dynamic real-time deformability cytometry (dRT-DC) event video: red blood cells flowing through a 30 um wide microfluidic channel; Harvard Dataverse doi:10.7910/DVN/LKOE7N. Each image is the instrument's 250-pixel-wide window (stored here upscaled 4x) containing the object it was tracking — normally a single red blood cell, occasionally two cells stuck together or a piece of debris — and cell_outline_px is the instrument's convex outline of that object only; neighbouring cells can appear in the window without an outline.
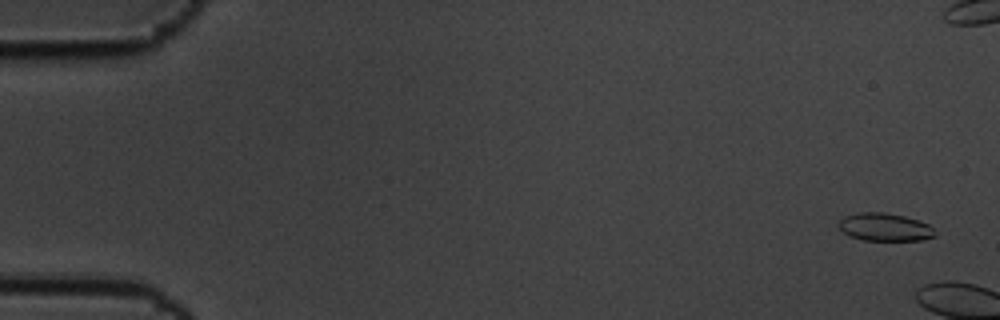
{"species": "common noctule bat (a hibernating species)", "species_latin": "Nyctalus noctula", "temperature_condition": "cold", "stored_images_in_passage": 7, "camera_frame_rate_fps": 3000, "um_per_image_px": 0.085, "animal": {"sex": "male", "body_mass_g": 19.5, "forearm_length_mm": 54.6}, "frame": {"image": 1, "passage_image": 3, "time_ms": 0.667, "image_size_px": [1000, 320], "cell_outline_px": [[936, 236], [920, 240], [864, 240], [848, 236], [836, 224], [844, 216], [860, 212], [884, 212], [904, 216], [920, 220], [928, 224], [932, 228]], "centroid_in_image_um": [75.18, 19.3], "position_along_channel_um": 9.8, "area_um2": 15.66}}